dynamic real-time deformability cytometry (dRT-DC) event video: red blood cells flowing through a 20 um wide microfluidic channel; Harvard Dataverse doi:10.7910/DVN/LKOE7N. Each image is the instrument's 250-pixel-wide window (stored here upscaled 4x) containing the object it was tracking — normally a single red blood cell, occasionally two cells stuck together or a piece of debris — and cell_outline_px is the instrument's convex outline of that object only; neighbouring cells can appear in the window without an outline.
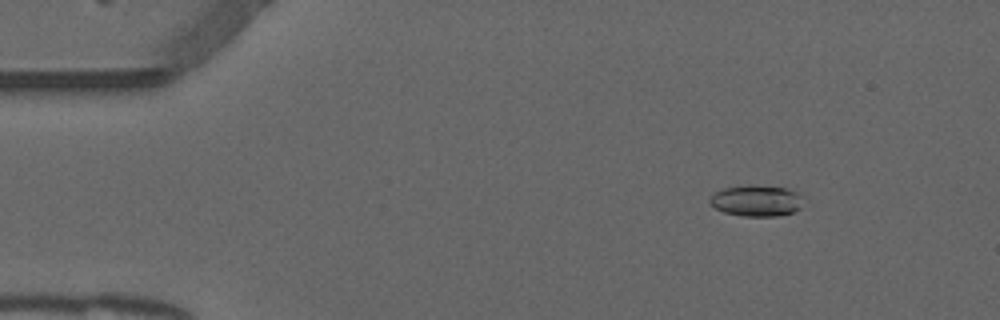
{"species": "common noctule bat (a hibernating species)", "species_latin": "Nyctalus noctula", "temperature_condition": "warm", "stored_images_in_passage": 53, "camera_frame_rate_fps": 3000, "um_per_image_px": 0.085, "animal": {"sex": "male", "forearm_length_mm": 52.5}, "frame": {"image": 1, "passage_image": 7, "time_ms": 2.0, "image_size_px": [1000, 320], "cell_outline_px": [[804, 196], [800, 208], [792, 212], [776, 216], [744, 216], [724, 212], [716, 208], [708, 200], [716, 192], [724, 188], [748, 184], [788, 188]], "centroid_in_image_um": [64.33, 17.04], "position_along_channel_um": 20.7, "area_um2": 16.99}}
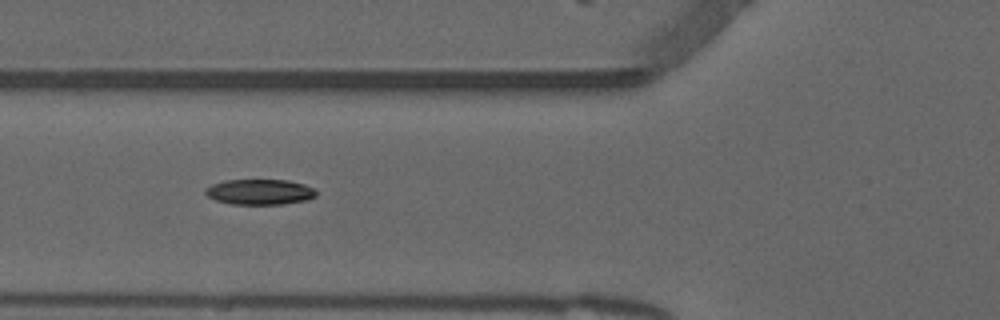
{"frame": {"image": 2, "passage_image": 20, "time_ms": 6.333, "image_size_px": [1000, 320], "cell_outline_px": [[316, 196], [308, 200], [284, 204], [232, 204], [216, 200], [208, 196], [204, 192], [212, 184], [224, 180], [288, 180], [304, 184], [312, 188], [316, 192]], "centroid_in_image_um": [22.1, 16.31], "position_along_channel_um": 103.7, "area_um2": 16.36}}
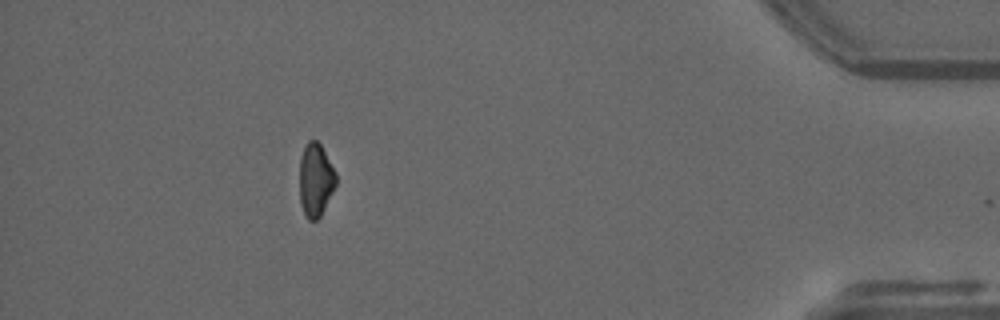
{"frame": {"image": 3, "passage_image": 48, "time_ms": 15.667, "image_size_px": [1000, 320], "cell_outline_px": [[336, 184], [320, 216], [316, 220], [308, 220], [300, 204], [300, 160], [304, 148], [308, 140], [316, 140], [320, 144], [336, 172]], "centroid_in_image_um": [26.82, 15.29], "position_along_channel_um": 408.4, "area_um2": 15.32}, "authors_computed_cell_mechanics": {"area_um2": 16.6464, "velocity_mm_per_s": 3.8722, "shape_relaxation_time_tau1_ms": 7.3619, "shape_relaxation_time_tau2_ms": 9.0617, "deformation_change_tau1": 0.1828, "deformation_change_tau2": 0.0908}}